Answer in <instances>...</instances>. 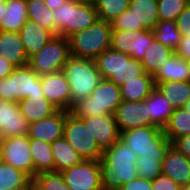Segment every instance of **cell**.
Segmentation results:
<instances>
[{
  "label": "cell",
  "instance_id": "1",
  "mask_svg": "<svg viewBox=\"0 0 190 190\" xmlns=\"http://www.w3.org/2000/svg\"><path fill=\"white\" fill-rule=\"evenodd\" d=\"M137 158L136 153L121 139L103 149L101 164L107 190H116L138 177Z\"/></svg>",
  "mask_w": 190,
  "mask_h": 190
},
{
  "label": "cell",
  "instance_id": "2",
  "mask_svg": "<svg viewBox=\"0 0 190 190\" xmlns=\"http://www.w3.org/2000/svg\"><path fill=\"white\" fill-rule=\"evenodd\" d=\"M71 93V110L79 101L91 96L102 77L93 59L70 56L62 68Z\"/></svg>",
  "mask_w": 190,
  "mask_h": 190
},
{
  "label": "cell",
  "instance_id": "3",
  "mask_svg": "<svg viewBox=\"0 0 190 190\" xmlns=\"http://www.w3.org/2000/svg\"><path fill=\"white\" fill-rule=\"evenodd\" d=\"M54 35L68 38L75 32L87 29L98 20L94 4L67 0L52 10Z\"/></svg>",
  "mask_w": 190,
  "mask_h": 190
},
{
  "label": "cell",
  "instance_id": "4",
  "mask_svg": "<svg viewBox=\"0 0 190 190\" xmlns=\"http://www.w3.org/2000/svg\"><path fill=\"white\" fill-rule=\"evenodd\" d=\"M112 24L98 19L87 29L68 37L70 55L95 60L111 46Z\"/></svg>",
  "mask_w": 190,
  "mask_h": 190
},
{
  "label": "cell",
  "instance_id": "5",
  "mask_svg": "<svg viewBox=\"0 0 190 190\" xmlns=\"http://www.w3.org/2000/svg\"><path fill=\"white\" fill-rule=\"evenodd\" d=\"M94 61L102 79L110 80L119 87L145 73L140 60L111 48L102 52Z\"/></svg>",
  "mask_w": 190,
  "mask_h": 190
},
{
  "label": "cell",
  "instance_id": "6",
  "mask_svg": "<svg viewBox=\"0 0 190 190\" xmlns=\"http://www.w3.org/2000/svg\"><path fill=\"white\" fill-rule=\"evenodd\" d=\"M122 102L121 89L107 79H101L91 96L79 101L71 112L76 117H94L114 114Z\"/></svg>",
  "mask_w": 190,
  "mask_h": 190
},
{
  "label": "cell",
  "instance_id": "7",
  "mask_svg": "<svg viewBox=\"0 0 190 190\" xmlns=\"http://www.w3.org/2000/svg\"><path fill=\"white\" fill-rule=\"evenodd\" d=\"M44 96L40 76L27 64L0 78V98L18 103L23 98Z\"/></svg>",
  "mask_w": 190,
  "mask_h": 190
},
{
  "label": "cell",
  "instance_id": "8",
  "mask_svg": "<svg viewBox=\"0 0 190 190\" xmlns=\"http://www.w3.org/2000/svg\"><path fill=\"white\" fill-rule=\"evenodd\" d=\"M120 139L139 156L165 154L172 145L162 129L156 126L137 127L121 132Z\"/></svg>",
  "mask_w": 190,
  "mask_h": 190
},
{
  "label": "cell",
  "instance_id": "9",
  "mask_svg": "<svg viewBox=\"0 0 190 190\" xmlns=\"http://www.w3.org/2000/svg\"><path fill=\"white\" fill-rule=\"evenodd\" d=\"M70 56L68 38L56 35L29 58L28 65L39 76H43L62 71Z\"/></svg>",
  "mask_w": 190,
  "mask_h": 190
},
{
  "label": "cell",
  "instance_id": "10",
  "mask_svg": "<svg viewBox=\"0 0 190 190\" xmlns=\"http://www.w3.org/2000/svg\"><path fill=\"white\" fill-rule=\"evenodd\" d=\"M63 137L83 160H101L103 150L89 129L72 112L66 116Z\"/></svg>",
  "mask_w": 190,
  "mask_h": 190
},
{
  "label": "cell",
  "instance_id": "11",
  "mask_svg": "<svg viewBox=\"0 0 190 190\" xmlns=\"http://www.w3.org/2000/svg\"><path fill=\"white\" fill-rule=\"evenodd\" d=\"M61 174L71 190H107L101 160H82Z\"/></svg>",
  "mask_w": 190,
  "mask_h": 190
},
{
  "label": "cell",
  "instance_id": "12",
  "mask_svg": "<svg viewBox=\"0 0 190 190\" xmlns=\"http://www.w3.org/2000/svg\"><path fill=\"white\" fill-rule=\"evenodd\" d=\"M0 160L34 178L30 139L27 135L0 139Z\"/></svg>",
  "mask_w": 190,
  "mask_h": 190
},
{
  "label": "cell",
  "instance_id": "13",
  "mask_svg": "<svg viewBox=\"0 0 190 190\" xmlns=\"http://www.w3.org/2000/svg\"><path fill=\"white\" fill-rule=\"evenodd\" d=\"M78 118L89 129L102 150L114 145L120 139L121 133L114 114Z\"/></svg>",
  "mask_w": 190,
  "mask_h": 190
},
{
  "label": "cell",
  "instance_id": "14",
  "mask_svg": "<svg viewBox=\"0 0 190 190\" xmlns=\"http://www.w3.org/2000/svg\"><path fill=\"white\" fill-rule=\"evenodd\" d=\"M44 97L59 110L71 112V93L62 71L40 76Z\"/></svg>",
  "mask_w": 190,
  "mask_h": 190
},
{
  "label": "cell",
  "instance_id": "15",
  "mask_svg": "<svg viewBox=\"0 0 190 190\" xmlns=\"http://www.w3.org/2000/svg\"><path fill=\"white\" fill-rule=\"evenodd\" d=\"M28 129L18 103L0 98V139L27 135Z\"/></svg>",
  "mask_w": 190,
  "mask_h": 190
},
{
  "label": "cell",
  "instance_id": "16",
  "mask_svg": "<svg viewBox=\"0 0 190 190\" xmlns=\"http://www.w3.org/2000/svg\"><path fill=\"white\" fill-rule=\"evenodd\" d=\"M115 120L120 131L143 126H153L150 121L147 107L143 101H124L118 105L114 112Z\"/></svg>",
  "mask_w": 190,
  "mask_h": 190
},
{
  "label": "cell",
  "instance_id": "17",
  "mask_svg": "<svg viewBox=\"0 0 190 190\" xmlns=\"http://www.w3.org/2000/svg\"><path fill=\"white\" fill-rule=\"evenodd\" d=\"M69 113V111L58 109L53 115L30 123L27 136L29 139H38L50 144L62 138L65 119Z\"/></svg>",
  "mask_w": 190,
  "mask_h": 190
},
{
  "label": "cell",
  "instance_id": "18",
  "mask_svg": "<svg viewBox=\"0 0 190 190\" xmlns=\"http://www.w3.org/2000/svg\"><path fill=\"white\" fill-rule=\"evenodd\" d=\"M162 174L174 180L181 187L190 184V159L170 146L162 162Z\"/></svg>",
  "mask_w": 190,
  "mask_h": 190
},
{
  "label": "cell",
  "instance_id": "19",
  "mask_svg": "<svg viewBox=\"0 0 190 190\" xmlns=\"http://www.w3.org/2000/svg\"><path fill=\"white\" fill-rule=\"evenodd\" d=\"M0 56L15 68L28 64L29 59L19 32L0 30Z\"/></svg>",
  "mask_w": 190,
  "mask_h": 190
},
{
  "label": "cell",
  "instance_id": "20",
  "mask_svg": "<svg viewBox=\"0 0 190 190\" xmlns=\"http://www.w3.org/2000/svg\"><path fill=\"white\" fill-rule=\"evenodd\" d=\"M28 59L45 46L55 35L32 20H27L19 31Z\"/></svg>",
  "mask_w": 190,
  "mask_h": 190
},
{
  "label": "cell",
  "instance_id": "21",
  "mask_svg": "<svg viewBox=\"0 0 190 190\" xmlns=\"http://www.w3.org/2000/svg\"><path fill=\"white\" fill-rule=\"evenodd\" d=\"M144 103L152 125L163 130L174 112V107L157 88L144 99Z\"/></svg>",
  "mask_w": 190,
  "mask_h": 190
},
{
  "label": "cell",
  "instance_id": "22",
  "mask_svg": "<svg viewBox=\"0 0 190 190\" xmlns=\"http://www.w3.org/2000/svg\"><path fill=\"white\" fill-rule=\"evenodd\" d=\"M128 8L135 19V28L153 30L160 21L157 0H130Z\"/></svg>",
  "mask_w": 190,
  "mask_h": 190
},
{
  "label": "cell",
  "instance_id": "23",
  "mask_svg": "<svg viewBox=\"0 0 190 190\" xmlns=\"http://www.w3.org/2000/svg\"><path fill=\"white\" fill-rule=\"evenodd\" d=\"M153 78L155 86L161 82L190 81V69L184 58L174 54L165 61Z\"/></svg>",
  "mask_w": 190,
  "mask_h": 190
},
{
  "label": "cell",
  "instance_id": "24",
  "mask_svg": "<svg viewBox=\"0 0 190 190\" xmlns=\"http://www.w3.org/2000/svg\"><path fill=\"white\" fill-rule=\"evenodd\" d=\"M18 105L29 124L53 115L58 110L44 96L23 98L18 102Z\"/></svg>",
  "mask_w": 190,
  "mask_h": 190
},
{
  "label": "cell",
  "instance_id": "25",
  "mask_svg": "<svg viewBox=\"0 0 190 190\" xmlns=\"http://www.w3.org/2000/svg\"><path fill=\"white\" fill-rule=\"evenodd\" d=\"M155 88L153 76L145 72L120 86L121 97L124 101H143Z\"/></svg>",
  "mask_w": 190,
  "mask_h": 190
},
{
  "label": "cell",
  "instance_id": "26",
  "mask_svg": "<svg viewBox=\"0 0 190 190\" xmlns=\"http://www.w3.org/2000/svg\"><path fill=\"white\" fill-rule=\"evenodd\" d=\"M27 20L26 0H6V10L0 21L1 31L19 32Z\"/></svg>",
  "mask_w": 190,
  "mask_h": 190
},
{
  "label": "cell",
  "instance_id": "27",
  "mask_svg": "<svg viewBox=\"0 0 190 190\" xmlns=\"http://www.w3.org/2000/svg\"><path fill=\"white\" fill-rule=\"evenodd\" d=\"M51 148L54 158V172L61 173L83 160L64 137L52 142Z\"/></svg>",
  "mask_w": 190,
  "mask_h": 190
},
{
  "label": "cell",
  "instance_id": "28",
  "mask_svg": "<svg viewBox=\"0 0 190 190\" xmlns=\"http://www.w3.org/2000/svg\"><path fill=\"white\" fill-rule=\"evenodd\" d=\"M30 153L33 161L34 177L40 173L54 172V158L50 143L30 139Z\"/></svg>",
  "mask_w": 190,
  "mask_h": 190
},
{
  "label": "cell",
  "instance_id": "29",
  "mask_svg": "<svg viewBox=\"0 0 190 190\" xmlns=\"http://www.w3.org/2000/svg\"><path fill=\"white\" fill-rule=\"evenodd\" d=\"M174 54L175 51L170 47L165 46L154 39L150 47L146 49L145 56L141 59V64L146 73L154 76L165 61Z\"/></svg>",
  "mask_w": 190,
  "mask_h": 190
},
{
  "label": "cell",
  "instance_id": "30",
  "mask_svg": "<svg viewBox=\"0 0 190 190\" xmlns=\"http://www.w3.org/2000/svg\"><path fill=\"white\" fill-rule=\"evenodd\" d=\"M156 88L171 103L174 109L182 108L190 99V81L161 82L156 85Z\"/></svg>",
  "mask_w": 190,
  "mask_h": 190
},
{
  "label": "cell",
  "instance_id": "31",
  "mask_svg": "<svg viewBox=\"0 0 190 190\" xmlns=\"http://www.w3.org/2000/svg\"><path fill=\"white\" fill-rule=\"evenodd\" d=\"M163 132L171 144L177 138L190 134V113L183 108L174 109Z\"/></svg>",
  "mask_w": 190,
  "mask_h": 190
},
{
  "label": "cell",
  "instance_id": "32",
  "mask_svg": "<svg viewBox=\"0 0 190 190\" xmlns=\"http://www.w3.org/2000/svg\"><path fill=\"white\" fill-rule=\"evenodd\" d=\"M31 178L0 160V190H25Z\"/></svg>",
  "mask_w": 190,
  "mask_h": 190
},
{
  "label": "cell",
  "instance_id": "33",
  "mask_svg": "<svg viewBox=\"0 0 190 190\" xmlns=\"http://www.w3.org/2000/svg\"><path fill=\"white\" fill-rule=\"evenodd\" d=\"M28 19L54 34V18L44 0H26Z\"/></svg>",
  "mask_w": 190,
  "mask_h": 190
},
{
  "label": "cell",
  "instance_id": "34",
  "mask_svg": "<svg viewBox=\"0 0 190 190\" xmlns=\"http://www.w3.org/2000/svg\"><path fill=\"white\" fill-rule=\"evenodd\" d=\"M152 31L155 39L163 45L170 47L173 51L178 48L182 36L175 21L160 20Z\"/></svg>",
  "mask_w": 190,
  "mask_h": 190
},
{
  "label": "cell",
  "instance_id": "35",
  "mask_svg": "<svg viewBox=\"0 0 190 190\" xmlns=\"http://www.w3.org/2000/svg\"><path fill=\"white\" fill-rule=\"evenodd\" d=\"M129 3L130 0H95L94 6L98 19L112 23L128 9Z\"/></svg>",
  "mask_w": 190,
  "mask_h": 190
},
{
  "label": "cell",
  "instance_id": "36",
  "mask_svg": "<svg viewBox=\"0 0 190 190\" xmlns=\"http://www.w3.org/2000/svg\"><path fill=\"white\" fill-rule=\"evenodd\" d=\"M165 154L139 156L136 160L138 177L153 181L162 174V162Z\"/></svg>",
  "mask_w": 190,
  "mask_h": 190
},
{
  "label": "cell",
  "instance_id": "37",
  "mask_svg": "<svg viewBox=\"0 0 190 190\" xmlns=\"http://www.w3.org/2000/svg\"><path fill=\"white\" fill-rule=\"evenodd\" d=\"M154 39L155 36L152 30L143 29L134 31V34L131 35L128 55L141 61V59L145 56L146 49L150 47Z\"/></svg>",
  "mask_w": 190,
  "mask_h": 190
},
{
  "label": "cell",
  "instance_id": "38",
  "mask_svg": "<svg viewBox=\"0 0 190 190\" xmlns=\"http://www.w3.org/2000/svg\"><path fill=\"white\" fill-rule=\"evenodd\" d=\"M159 19L162 21H176L184 11L190 0H157Z\"/></svg>",
  "mask_w": 190,
  "mask_h": 190
},
{
  "label": "cell",
  "instance_id": "39",
  "mask_svg": "<svg viewBox=\"0 0 190 190\" xmlns=\"http://www.w3.org/2000/svg\"><path fill=\"white\" fill-rule=\"evenodd\" d=\"M34 179L46 190H71L64 182L60 172H44L36 175Z\"/></svg>",
  "mask_w": 190,
  "mask_h": 190
},
{
  "label": "cell",
  "instance_id": "40",
  "mask_svg": "<svg viewBox=\"0 0 190 190\" xmlns=\"http://www.w3.org/2000/svg\"><path fill=\"white\" fill-rule=\"evenodd\" d=\"M133 34L134 31L112 30L110 48L128 55L131 35Z\"/></svg>",
  "mask_w": 190,
  "mask_h": 190
},
{
  "label": "cell",
  "instance_id": "41",
  "mask_svg": "<svg viewBox=\"0 0 190 190\" xmlns=\"http://www.w3.org/2000/svg\"><path fill=\"white\" fill-rule=\"evenodd\" d=\"M111 24L112 30L136 31L145 29L135 28V19L129 8L125 10L119 17H117Z\"/></svg>",
  "mask_w": 190,
  "mask_h": 190
},
{
  "label": "cell",
  "instance_id": "42",
  "mask_svg": "<svg viewBox=\"0 0 190 190\" xmlns=\"http://www.w3.org/2000/svg\"><path fill=\"white\" fill-rule=\"evenodd\" d=\"M181 188L174 180L164 174L152 181V190H181Z\"/></svg>",
  "mask_w": 190,
  "mask_h": 190
},
{
  "label": "cell",
  "instance_id": "43",
  "mask_svg": "<svg viewBox=\"0 0 190 190\" xmlns=\"http://www.w3.org/2000/svg\"><path fill=\"white\" fill-rule=\"evenodd\" d=\"M176 26L182 37L190 36V3L186 6L184 11L177 17Z\"/></svg>",
  "mask_w": 190,
  "mask_h": 190
},
{
  "label": "cell",
  "instance_id": "44",
  "mask_svg": "<svg viewBox=\"0 0 190 190\" xmlns=\"http://www.w3.org/2000/svg\"><path fill=\"white\" fill-rule=\"evenodd\" d=\"M116 190H152V181L137 177L118 187Z\"/></svg>",
  "mask_w": 190,
  "mask_h": 190
},
{
  "label": "cell",
  "instance_id": "45",
  "mask_svg": "<svg viewBox=\"0 0 190 190\" xmlns=\"http://www.w3.org/2000/svg\"><path fill=\"white\" fill-rule=\"evenodd\" d=\"M175 54L184 58L190 69V36L182 37L178 48L175 50Z\"/></svg>",
  "mask_w": 190,
  "mask_h": 190
},
{
  "label": "cell",
  "instance_id": "46",
  "mask_svg": "<svg viewBox=\"0 0 190 190\" xmlns=\"http://www.w3.org/2000/svg\"><path fill=\"white\" fill-rule=\"evenodd\" d=\"M180 153H183L188 159H190V134L177 138L173 143Z\"/></svg>",
  "mask_w": 190,
  "mask_h": 190
},
{
  "label": "cell",
  "instance_id": "47",
  "mask_svg": "<svg viewBox=\"0 0 190 190\" xmlns=\"http://www.w3.org/2000/svg\"><path fill=\"white\" fill-rule=\"evenodd\" d=\"M15 69L6 59L0 56V78H7Z\"/></svg>",
  "mask_w": 190,
  "mask_h": 190
},
{
  "label": "cell",
  "instance_id": "48",
  "mask_svg": "<svg viewBox=\"0 0 190 190\" xmlns=\"http://www.w3.org/2000/svg\"><path fill=\"white\" fill-rule=\"evenodd\" d=\"M66 1L67 0H44L46 6L50 10H55V9L59 8Z\"/></svg>",
  "mask_w": 190,
  "mask_h": 190
},
{
  "label": "cell",
  "instance_id": "49",
  "mask_svg": "<svg viewBox=\"0 0 190 190\" xmlns=\"http://www.w3.org/2000/svg\"><path fill=\"white\" fill-rule=\"evenodd\" d=\"M25 190H46L34 178L27 183Z\"/></svg>",
  "mask_w": 190,
  "mask_h": 190
},
{
  "label": "cell",
  "instance_id": "50",
  "mask_svg": "<svg viewBox=\"0 0 190 190\" xmlns=\"http://www.w3.org/2000/svg\"><path fill=\"white\" fill-rule=\"evenodd\" d=\"M5 10H6V0H0V21L3 19Z\"/></svg>",
  "mask_w": 190,
  "mask_h": 190
},
{
  "label": "cell",
  "instance_id": "51",
  "mask_svg": "<svg viewBox=\"0 0 190 190\" xmlns=\"http://www.w3.org/2000/svg\"><path fill=\"white\" fill-rule=\"evenodd\" d=\"M182 108L190 113V99L183 105Z\"/></svg>",
  "mask_w": 190,
  "mask_h": 190
},
{
  "label": "cell",
  "instance_id": "52",
  "mask_svg": "<svg viewBox=\"0 0 190 190\" xmlns=\"http://www.w3.org/2000/svg\"><path fill=\"white\" fill-rule=\"evenodd\" d=\"M75 1L84 2V3H92V4H94L95 2V0H75Z\"/></svg>",
  "mask_w": 190,
  "mask_h": 190
},
{
  "label": "cell",
  "instance_id": "53",
  "mask_svg": "<svg viewBox=\"0 0 190 190\" xmlns=\"http://www.w3.org/2000/svg\"><path fill=\"white\" fill-rule=\"evenodd\" d=\"M181 190H190V184L187 185V186H183V187L181 188Z\"/></svg>",
  "mask_w": 190,
  "mask_h": 190
}]
</instances>
